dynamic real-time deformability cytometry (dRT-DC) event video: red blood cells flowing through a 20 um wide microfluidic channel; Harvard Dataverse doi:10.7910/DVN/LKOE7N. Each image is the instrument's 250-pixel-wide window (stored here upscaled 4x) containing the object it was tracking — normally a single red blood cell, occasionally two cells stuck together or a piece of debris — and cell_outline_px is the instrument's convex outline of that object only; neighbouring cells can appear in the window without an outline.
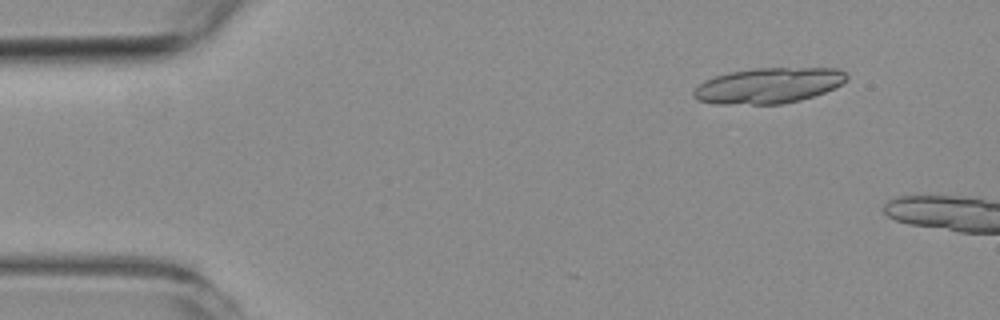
{"species": "common noctule bat (a hibernating species)", "species_latin": "Nyctalus noctula", "temperature_condition": "room temperature", "stored_images_in_passage": 9, "camera_frame_rate_fps": 3000, "um_per_image_px": 0.085, "animal": {"sex": "female", "body_mass_g": 19.3, "forearm_length_mm": 54.1}, "frame": {"image": 1, "passage_image": 6, "time_ms": 1.667, "image_size_px": [1000, 320], "cell_outline_px": [[848, 80], [824, 92], [800, 100], [784, 104], [716, 104], [696, 100], [692, 96], [692, 92], [704, 80], [712, 76], [728, 72], [756, 68], [840, 68], [848, 76]], "centroid_in_image_um": [65.28, 7.27], "position_along_channel_um": 19.7, "area_um2": 31.91}}